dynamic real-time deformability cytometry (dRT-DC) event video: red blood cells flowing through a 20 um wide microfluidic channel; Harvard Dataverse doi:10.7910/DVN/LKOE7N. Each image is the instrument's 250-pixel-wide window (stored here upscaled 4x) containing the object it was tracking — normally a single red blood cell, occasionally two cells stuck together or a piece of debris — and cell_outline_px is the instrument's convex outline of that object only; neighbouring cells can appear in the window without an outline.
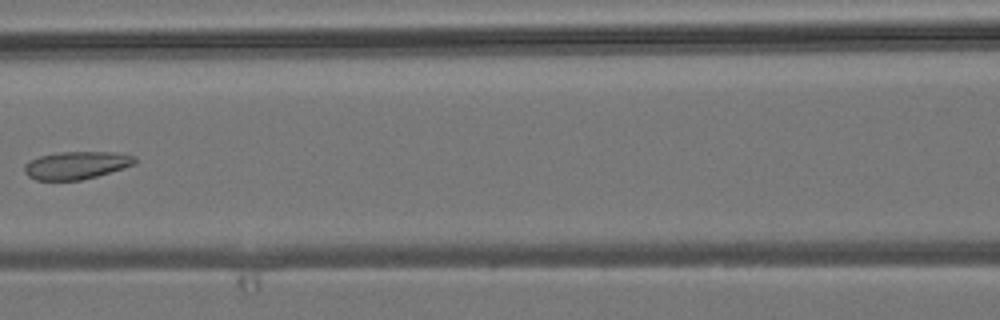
{"species": "common noctule bat (a hibernating species)", "species_latin": "Nyctalus noctula", "temperature_condition": "room temperature", "stored_images_in_passage": 8, "camera_frame_rate_fps": 3000, "um_per_image_px": 0.085, "animal": {"sex": "male", "body_mass_g": 19.2, "forearm_length_mm": 51.8}, "frame": {"image": 1, "passage_image": 7, "time_ms": 8.0, "image_size_px": [1000, 320], "cell_outline_px": [[136, 164], [124, 168], [96, 176], [80, 180], [36, 180], [28, 176], [24, 172], [24, 164], [28, 160], [40, 156], [60, 152], [112, 152], [136, 156]], "centroid_in_image_um": [6.48, 14.04], "position_along_channel_um": 160.1, "area_um2": 17.86}}
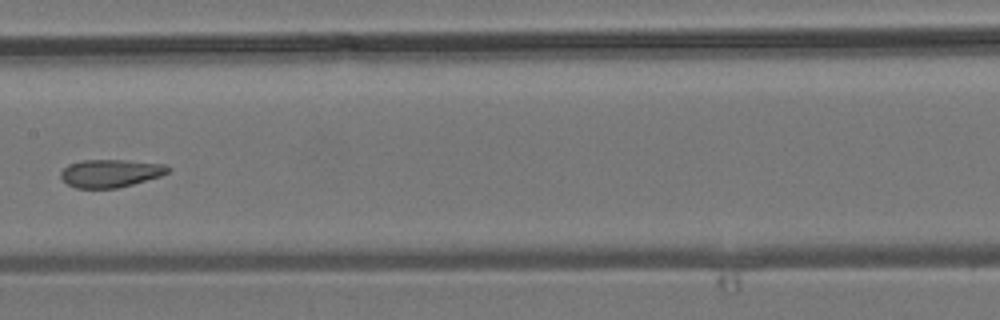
{"frame": {"image": 2, "passage_image": 8, "time_ms": 9.0, "image_size_px": [1000, 320], "cell_outline_px": [[172, 168], [168, 172], [160, 176], [132, 184], [116, 188], [76, 188], [68, 184], [60, 176], [60, 172], [68, 164], [80, 160], [124, 160], [164, 164]], "centroid_in_image_um": [9.38, 14.72], "position_along_channel_um": 198.0, "area_um2": 17.34}}